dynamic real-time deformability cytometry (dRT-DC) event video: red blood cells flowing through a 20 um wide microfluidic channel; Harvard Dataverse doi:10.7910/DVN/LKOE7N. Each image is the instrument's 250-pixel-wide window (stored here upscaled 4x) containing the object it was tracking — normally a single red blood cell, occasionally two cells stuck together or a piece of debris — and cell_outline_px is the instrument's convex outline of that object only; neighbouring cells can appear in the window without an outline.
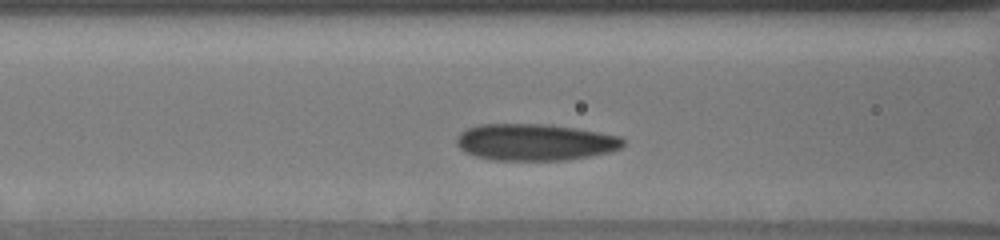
{"species": "human", "species_latin": "Homo sapiens", "temperature_condition": "cold", "stored_images_in_passage": 35, "camera_frame_rate_fps": 3000, "um_per_image_px": 0.085, "donor": {"sex": "male"}, "frame": {"image": 1, "passage_image": 6, "time_ms": 3.0, "image_size_px": [1000, 240], "cell_outline_px": [[624, 144], [620, 148], [608, 152], [568, 160], [492, 160], [476, 156], [464, 152], [456, 144], [456, 140], [460, 132], [468, 128], [480, 124], [544, 124], [576, 128], [620, 136], [624, 140]], "centroid_in_image_um": [45.45, 12.08], "position_along_channel_um": 121.2, "area_um2": 35.55}}
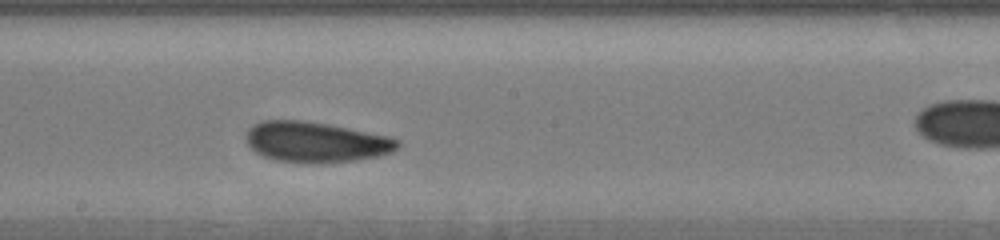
{"frame": {"image": 2, "passage_image": 14, "time_ms": 5.667, "image_size_px": [1000, 240], "cell_outline_px": [[400, 144], [392, 152], [380, 156], [356, 160], [324, 164], [276, 160], [264, 156], [256, 152], [248, 144], [244, 136], [248, 128], [264, 120], [300, 120], [328, 124], [388, 136], [400, 140]], "centroid_in_image_um": [26.85, 12.08], "position_along_channel_um": 221.3, "area_um2": 35.78}}
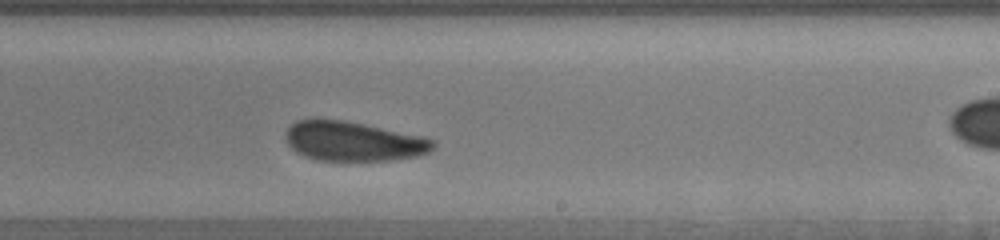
{"frame": {"image": 3, "passage_image": 18, "time_ms": 6.667, "image_size_px": [1000, 240], "cell_outline_px": [[436, 144], [428, 152], [416, 156], [392, 160], [316, 160], [304, 156], [296, 152], [284, 140], [284, 132], [296, 120], [344, 120], [424, 136], [436, 140]], "centroid_in_image_um": [30.03, 12.01], "position_along_channel_um": 259.0, "area_um2": 33.93}, "authors_computed_cell_mechanics": {"area_um2": 34.0442, "velocity_mm_per_s": 3.7737, "shape_relaxation_time_tau1_ms": 4.7389, "shape_relaxation_time_tau2_ms": 2.7723, "deformation_change_tau1": 0.0995, "deformation_change_tau2": 0.0606}}